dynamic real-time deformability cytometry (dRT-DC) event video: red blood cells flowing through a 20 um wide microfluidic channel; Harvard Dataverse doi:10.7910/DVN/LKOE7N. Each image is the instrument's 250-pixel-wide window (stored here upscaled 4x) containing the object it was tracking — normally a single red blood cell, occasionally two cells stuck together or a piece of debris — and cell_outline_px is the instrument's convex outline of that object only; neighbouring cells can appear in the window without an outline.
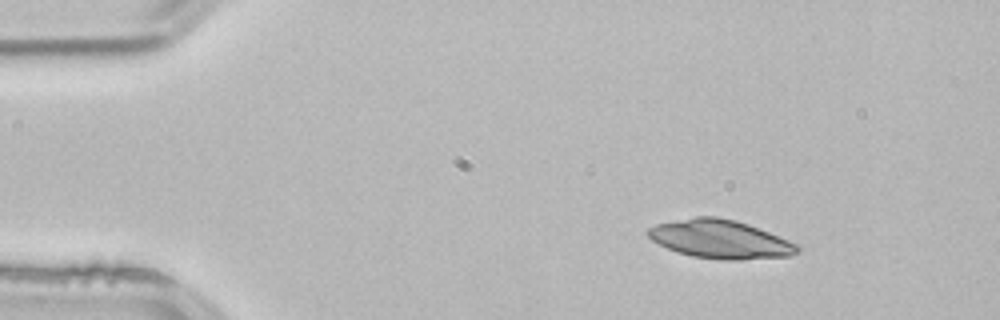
{"species": "common noctule bat (a hibernating species)", "species_latin": "Nyctalus noctula", "temperature_condition": "room temperature", "stored_images_in_passage": 2, "camera_frame_rate_fps": 3000, "um_per_image_px": 0.085, "animal": {"sex": "male", "body_mass_g": 21.5, "forearm_length_mm": 52.0}, "frame": {"image": 1, "passage_image": 1, "time_ms": 0.0, "image_size_px": [1000, 320], "cell_outline_px": [[800, 252], [792, 256], [740, 260], [724, 260], [692, 256], [676, 252], [652, 240], [644, 232], [648, 228], [656, 224], [696, 216], [716, 216], [736, 220], [748, 224], [800, 244]], "centroid_in_image_um": [61.25, 20.34], "position_along_channel_um": 23.7, "area_um2": 33.81}}